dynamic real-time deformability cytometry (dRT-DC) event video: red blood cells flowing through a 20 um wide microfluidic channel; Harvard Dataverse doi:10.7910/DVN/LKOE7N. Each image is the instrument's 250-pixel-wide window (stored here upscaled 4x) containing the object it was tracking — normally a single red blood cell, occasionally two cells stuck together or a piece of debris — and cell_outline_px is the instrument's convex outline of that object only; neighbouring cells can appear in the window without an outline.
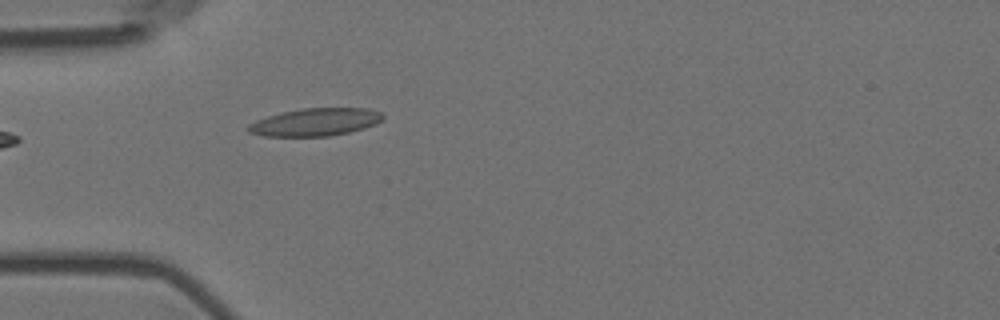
{"species": "Egyptian fruit bat (a non-hibernating species)", "species_latin": "Rousettus aegyptiacus", "temperature_condition": "room temperature", "stored_images_in_passage": 5, "camera_frame_rate_fps": 3000, "um_per_image_px": 0.085, "animal": {"sex": "female"}, "frame": {"image": 1, "passage_image": 5, "time_ms": 1.333, "image_size_px": [1000, 320], "cell_outline_px": [[384, 116], [376, 124], [364, 128], [348, 132], [328, 136], [264, 136], [248, 132], [244, 128], [248, 124], [256, 120], [280, 112], [304, 108], [368, 108], [380, 112]], "centroid_in_image_um": [26.76, 10.37], "position_along_channel_um": 58.2, "area_um2": 21.73}}